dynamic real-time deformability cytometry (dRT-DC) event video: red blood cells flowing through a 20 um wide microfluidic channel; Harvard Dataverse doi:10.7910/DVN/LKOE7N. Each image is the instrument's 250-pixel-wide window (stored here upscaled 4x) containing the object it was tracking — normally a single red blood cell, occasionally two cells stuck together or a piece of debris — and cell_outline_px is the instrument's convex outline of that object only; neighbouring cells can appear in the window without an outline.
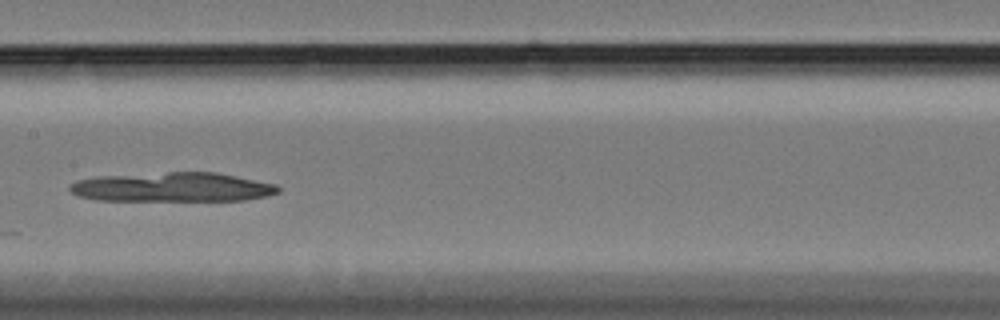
{"species": "Egyptian fruit bat (a non-hibernating species)", "species_latin": "Rousettus aegyptiacus", "temperature_condition": "cold", "stored_images_in_passage": 41, "camera_frame_rate_fps": 3000, "um_per_image_px": 0.085, "animal": {"sex": "female"}, "frame": {"image": 1, "passage_image": 13, "time_ms": 4.0, "image_size_px": [1000, 320], "cell_outline_px": [[280, 192], [268, 196], [244, 200], [96, 200], [76, 196], [68, 188], [68, 184], [76, 180], [96, 176], [168, 172], [216, 172], [276, 184], [280, 188]], "centroid_in_image_um": [14.62, 15.9], "position_along_channel_um": 192.8, "area_um2": 35.78}}
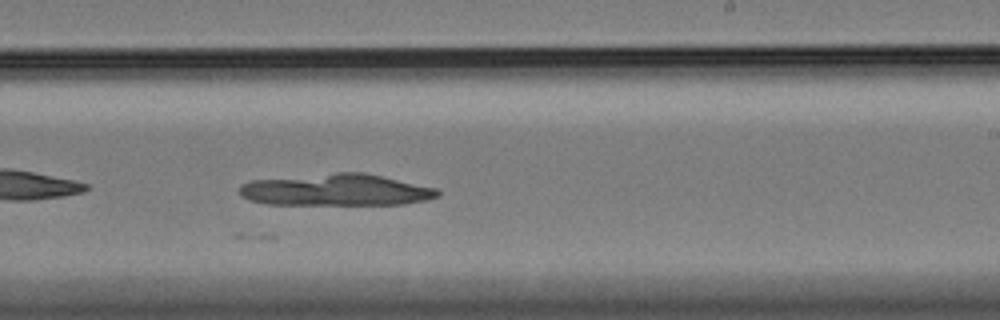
{"frame": {"image": 2, "passage_image": 19, "time_ms": 6.0, "image_size_px": [1000, 320], "cell_outline_px": [[440, 196], [428, 200], [404, 204], [264, 204], [248, 200], [240, 196], [240, 184], [252, 180], [336, 172], [364, 172], [436, 188], [440, 192]], "centroid_in_image_um": [28.56, 16.14], "position_along_channel_um": 260.4, "area_um2": 36.82}}
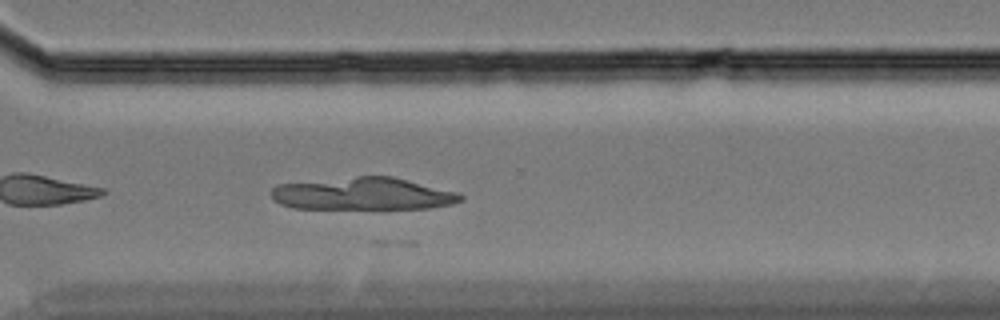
{"frame": {"image": 3, "passage_image": 26, "time_ms": 8.333, "image_size_px": [1000, 320], "cell_outline_px": [[464, 200], [452, 204], [428, 208], [292, 208], [280, 204], [272, 200], [272, 188], [276, 184], [356, 176], [392, 176], [460, 192], [464, 196]], "centroid_in_image_um": [30.88, 16.46], "position_along_channel_um": 339.7, "area_um2": 35.95}}